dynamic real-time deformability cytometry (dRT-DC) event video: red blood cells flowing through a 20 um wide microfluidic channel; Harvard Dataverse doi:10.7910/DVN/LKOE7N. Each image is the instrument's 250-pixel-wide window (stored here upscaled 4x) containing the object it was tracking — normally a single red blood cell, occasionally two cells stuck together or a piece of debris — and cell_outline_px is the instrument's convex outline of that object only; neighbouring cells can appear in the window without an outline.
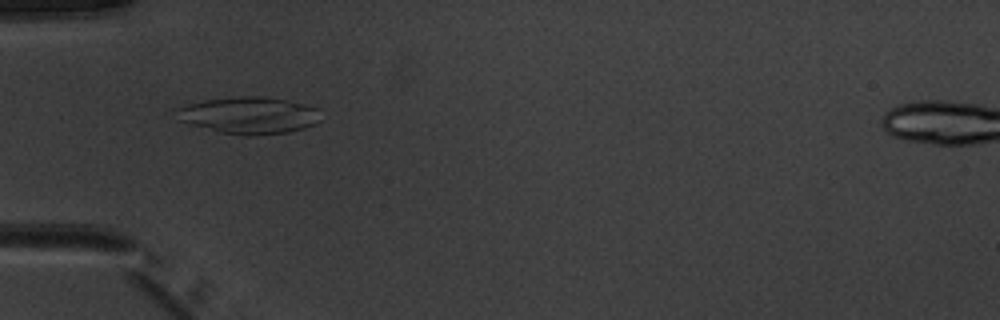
{"species": "common noctule bat (a hibernating species)", "species_latin": "Nyctalus noctula", "temperature_condition": "warm", "stored_images_in_passage": 37, "camera_frame_rate_fps": 3000, "um_per_image_px": 0.085, "animal": {"sex": "male", "body_mass_g": 20.1, "forearm_length_mm": 53.5}, "frame": {"image": 1, "passage_image": 3, "time_ms": 0.667, "image_size_px": [1000, 320], "cell_outline_px": [[320, 120], [316, 124], [304, 128], [288, 132], [248, 136], [220, 132], [176, 120], [176, 108], [188, 104], [204, 100], [236, 96], [264, 96], [304, 104], [320, 108]], "centroid_in_image_um": [21.17, 9.8], "position_along_channel_um": 63.8, "area_um2": 31.15}}
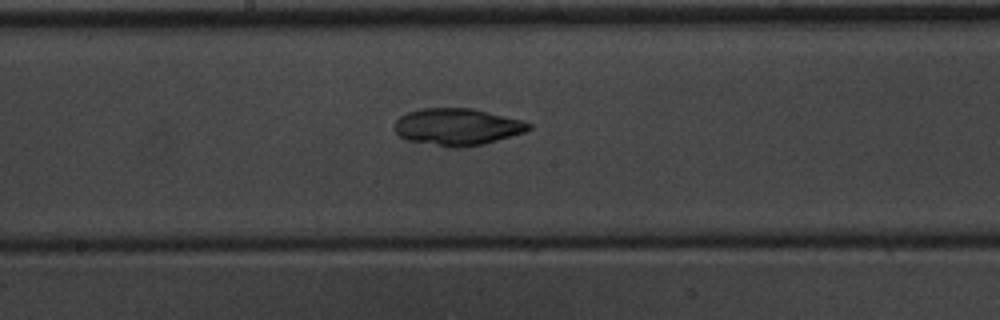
{"frame": {"image": 2, "passage_image": 14, "time_ms": 4.333, "image_size_px": [1000, 320], "cell_outline_px": [[532, 128], [524, 132], [484, 144], [460, 148], [448, 148], [408, 140], [400, 136], [396, 132], [396, 120], [400, 116], [408, 112], [420, 108], [472, 108], [520, 120], [532, 124]], "centroid_in_image_um": [38.86, 10.79], "position_along_channel_um": 209.3, "area_um2": 28.78}}
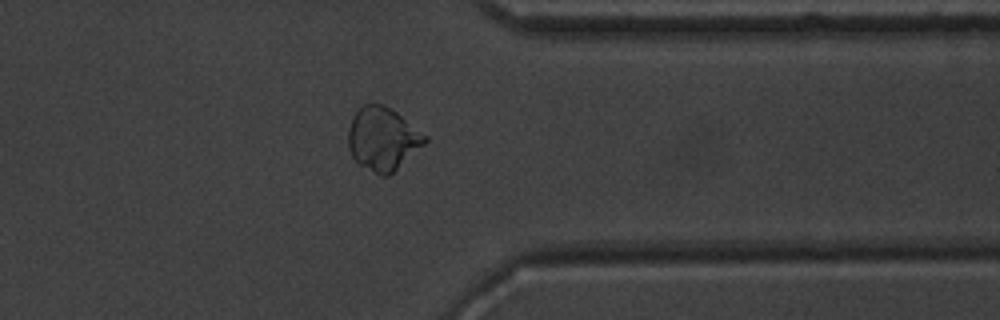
{"frame": {"image": 3, "passage_image": 27, "time_ms": 8.667, "image_size_px": [1000, 320], "cell_outline_px": [[428, 140], [424, 144], [388, 176], [380, 176], [360, 164], [352, 156], [348, 148], [348, 128], [352, 116], [364, 104], [380, 104], [396, 112], [428, 136]], "centroid_in_image_um": [32.51, 11.8], "position_along_channel_um": 378.9, "area_um2": 27.86}, "authors_computed_cell_mechanics": {"area_um2": 28.7266, "velocity_mm_per_s": 4.0138, "shape_relaxation_time_tau1_ms": 6.7448, "shape_relaxation_time_tau2_ms": 3.6998, "deformation_change_tau1": 0.222, "deformation_change_tau2": 0.0445}}